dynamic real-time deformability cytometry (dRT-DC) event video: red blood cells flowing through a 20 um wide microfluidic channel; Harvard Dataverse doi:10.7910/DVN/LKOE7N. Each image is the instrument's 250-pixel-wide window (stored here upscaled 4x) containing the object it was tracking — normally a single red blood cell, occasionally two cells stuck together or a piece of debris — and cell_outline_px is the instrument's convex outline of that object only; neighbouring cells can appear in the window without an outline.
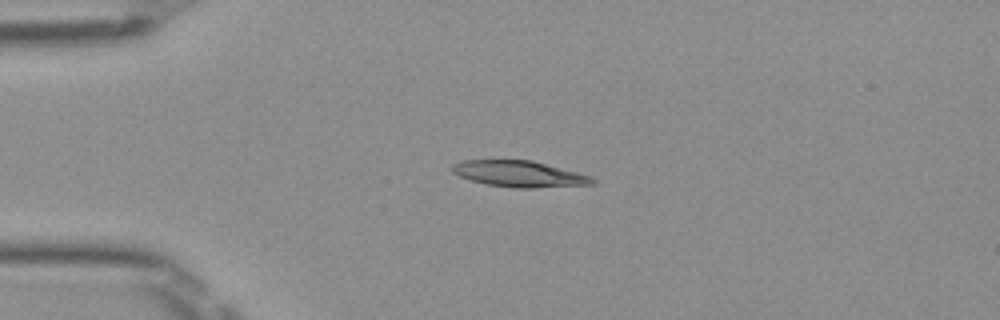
{"species": "Egyptian fruit bat (a non-hibernating species)", "species_latin": "Rousettus aegyptiacus", "temperature_condition": "room temperature", "stored_images_in_passage": 40, "camera_frame_rate_fps": 3000, "um_per_image_px": 0.085, "frame": {"image": 1, "passage_image": 1, "time_ms": 0.0, "image_size_px": [1000, 320], "cell_outline_px": [[596, 184], [532, 188], [512, 188], [484, 184], [460, 176], [452, 172], [452, 164], [464, 160], [532, 160], [592, 176], [596, 180]], "centroid_in_image_um": [44.16, 14.79], "position_along_channel_um": 40.8, "area_um2": 21.44}}
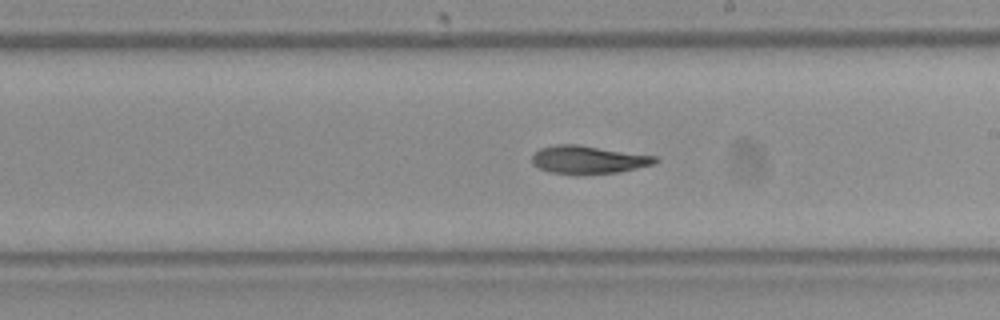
{"frame": {"image": 2, "passage_image": 18, "time_ms": 5.667, "image_size_px": [1000, 320], "cell_outline_px": [[660, 160], [656, 164], [620, 172], [548, 172], [532, 164], [532, 156], [540, 148], [556, 144], [580, 144], [656, 156]], "centroid_in_image_um": [50.05, 13.53], "position_along_channel_um": 238.9, "area_um2": 19.71}}
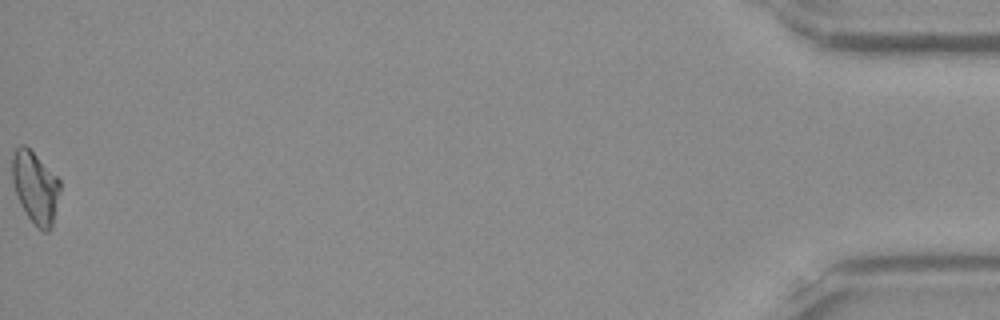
{"frame": {"image": 3, "passage_image": 40, "time_ms": 13.0, "image_size_px": [1000, 320], "cell_outline_px": [[60, 188], [52, 228], [48, 232], [44, 232], [36, 228], [20, 204], [12, 180], [12, 156], [16, 148], [20, 144], [24, 144], [60, 180]], "centroid_in_image_um": [3.0, 15.96], "position_along_channel_um": 432.2, "area_um2": 19.83}, "authors_computed_cell_mechanics": {"area_um2": 20.3456, "velocity_mm_per_s": 3.9778, "shape_relaxation_time_tau1_ms": 9.2288, "shape_relaxation_time_tau2_ms": 6.3115, "deformation_change_tau1": 0.2413, "deformation_change_tau2": 0.1479}}